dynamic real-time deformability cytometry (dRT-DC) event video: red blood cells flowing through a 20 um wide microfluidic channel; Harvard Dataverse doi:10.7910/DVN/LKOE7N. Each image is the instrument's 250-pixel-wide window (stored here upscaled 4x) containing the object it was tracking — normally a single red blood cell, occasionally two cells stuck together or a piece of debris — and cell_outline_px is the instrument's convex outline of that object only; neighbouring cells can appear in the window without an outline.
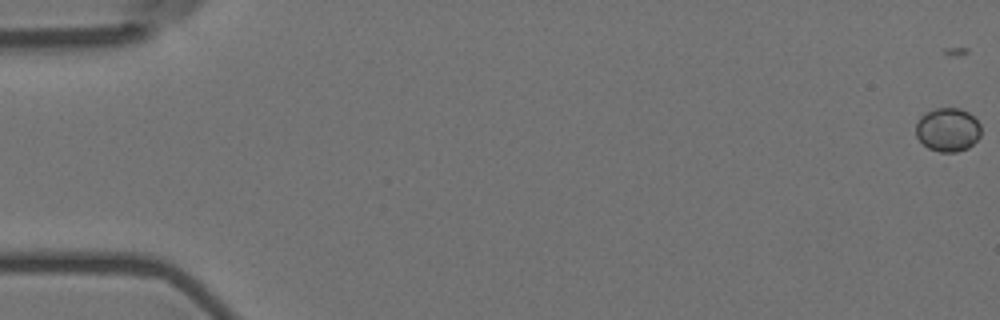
{"species": "Egyptian fruit bat (a non-hibernating species)", "species_latin": "Rousettus aegyptiacus", "temperature_condition": "room temperature", "stored_images_in_passage": 10, "camera_frame_rate_fps": 3000, "um_per_image_px": 0.085, "animal": {"sex": "female"}, "frame": {"image": 1, "passage_image": 1, "time_ms": 0.0, "image_size_px": [1000, 320], "cell_outline_px": [[980, 136], [968, 148], [956, 152], [940, 152], [928, 148], [916, 136], [916, 124], [920, 116], [936, 108], [960, 108], [968, 112], [980, 124]], "centroid_in_image_um": [80.56, 11.03], "position_along_channel_um": 4.4, "area_um2": 16.47}}